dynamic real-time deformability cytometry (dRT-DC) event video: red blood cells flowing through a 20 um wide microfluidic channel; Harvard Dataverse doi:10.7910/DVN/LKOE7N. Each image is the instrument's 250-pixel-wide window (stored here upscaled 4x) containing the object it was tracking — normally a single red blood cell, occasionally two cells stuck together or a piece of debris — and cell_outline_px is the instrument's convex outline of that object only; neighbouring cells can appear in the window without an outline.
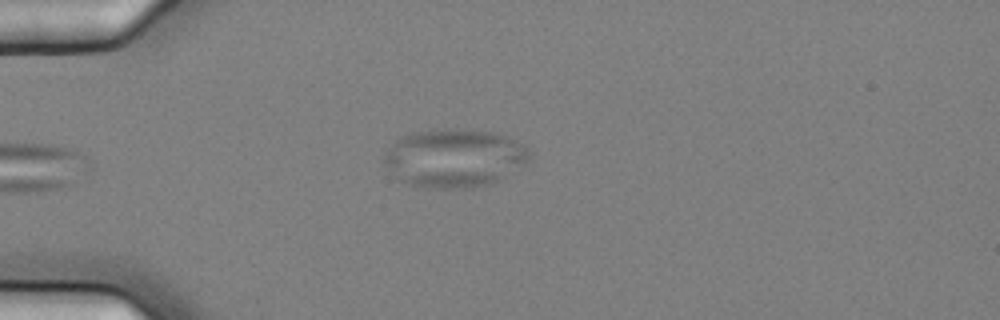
{"species": "common noctule bat (a hibernating species)", "species_latin": "Nyctalus noctula", "temperature_condition": "cold", "stored_images_in_passage": 3, "camera_frame_rate_fps": 3000, "um_per_image_px": 0.085, "animal": {"sex": "female", "body_mass_g": 25.1}, "frame": {"image": 1, "passage_image": 3, "time_ms": 0.667, "image_size_px": [1000, 320], "cell_outline_px": [[528, 160], [524, 164], [492, 184], [472, 188], [428, 188], [408, 184], [400, 180], [388, 172], [384, 160], [384, 156], [388, 148], [400, 136], [412, 132], [432, 128], [472, 128], [496, 132], [508, 136], [524, 144], [528, 148]], "centroid_in_image_um": [38.6, 13.4], "position_along_channel_um": 46.4, "area_um2": 50.34}}